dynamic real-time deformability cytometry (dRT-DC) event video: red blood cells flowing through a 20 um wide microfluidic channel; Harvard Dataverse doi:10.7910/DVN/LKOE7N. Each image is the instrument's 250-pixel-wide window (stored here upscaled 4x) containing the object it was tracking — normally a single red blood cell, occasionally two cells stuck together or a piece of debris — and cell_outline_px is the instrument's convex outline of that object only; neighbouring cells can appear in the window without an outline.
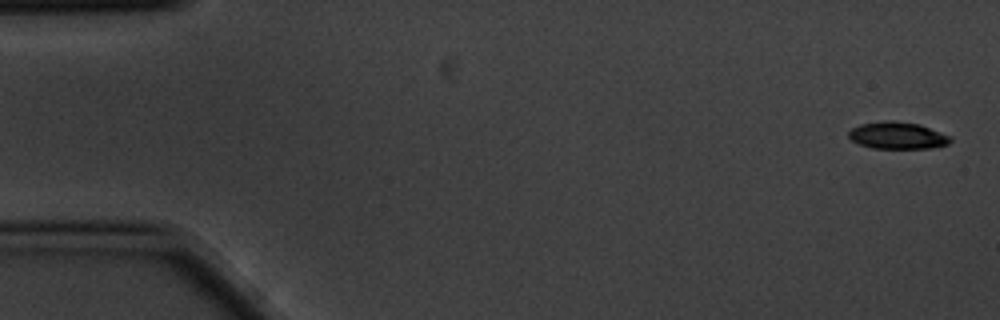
{"species": "common noctule bat (a hibernating species)", "species_latin": "Nyctalus noctula", "temperature_condition": "cold", "stored_images_in_passage": 3, "camera_frame_rate_fps": 3000, "um_per_image_px": 0.085, "animal": {"sex": "male", "body_mass_g": 20.1, "forearm_length_mm": 53.5}, "frame": {"image": 1, "passage_image": 3, "time_ms": 0.667, "image_size_px": [1000, 320], "cell_outline_px": [[952, 140], [948, 144], [932, 148], [872, 148], [860, 144], [852, 140], [848, 136], [848, 132], [852, 128], [860, 124], [884, 120], [892, 120], [920, 124], [952, 136]], "centroid_in_image_um": [76.31, 11.51], "position_along_channel_um": 8.7, "area_um2": 16.13}}